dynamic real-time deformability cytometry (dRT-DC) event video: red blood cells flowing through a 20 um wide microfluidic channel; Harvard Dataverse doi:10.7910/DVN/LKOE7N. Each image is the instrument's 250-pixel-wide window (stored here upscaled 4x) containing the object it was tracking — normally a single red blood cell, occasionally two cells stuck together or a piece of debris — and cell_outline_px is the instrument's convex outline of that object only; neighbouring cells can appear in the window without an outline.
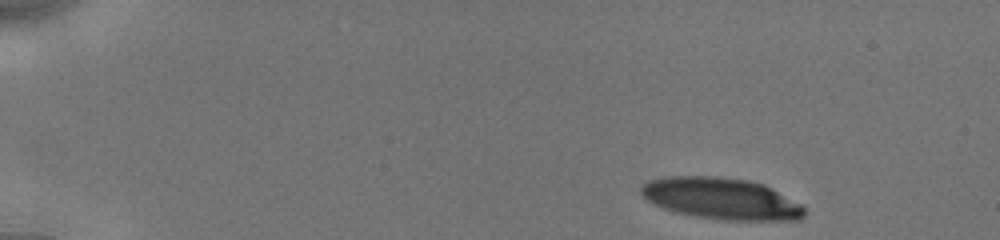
{"species": "human", "species_latin": "Homo sapiens", "temperature_condition": "cold", "stored_images_in_passage": 32, "camera_frame_rate_fps": 3000, "um_per_image_px": 0.085, "donor": {"sex": "male"}, "frame": {"image": 1, "passage_image": 1, "time_ms": 0.0, "image_size_px": [1000, 240], "cell_outline_px": [[804, 216], [800, 220], [724, 220], [696, 216], [676, 212], [664, 208], [648, 200], [640, 192], [640, 188], [648, 180], [668, 176], [720, 176], [748, 180], [764, 184], [800, 204], [804, 208]], "centroid_in_image_um": [61.31, 16.87], "position_along_channel_um": 23.7, "area_um2": 39.3}}
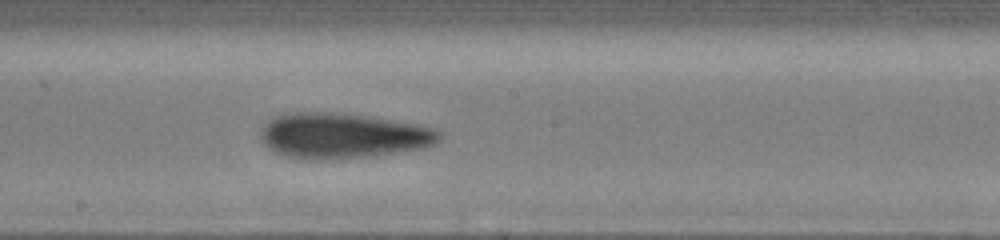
{"frame": {"image": 2, "passage_image": 18, "time_ms": 8.0, "image_size_px": [1000, 240], "cell_outline_px": [[440, 140], [436, 144], [424, 148], [368, 156], [324, 160], [308, 160], [288, 156], [276, 152], [268, 148], [260, 140], [260, 128], [268, 120], [276, 116], [288, 112], [328, 112], [372, 116], [416, 124], [432, 128], [440, 132]], "centroid_in_image_um": [29.09, 11.53], "position_along_channel_um": 219.1, "area_um2": 47.45}}
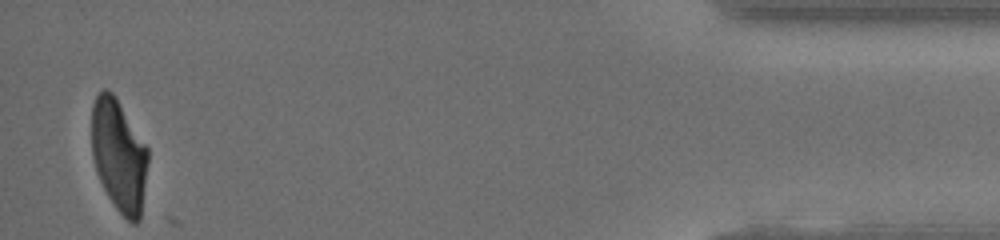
{"frame": {"image": 3, "passage_image": 32, "time_ms": 15.0, "image_size_px": [1000, 240], "cell_outline_px": [[148, 160], [140, 220], [136, 224], [132, 224], [116, 208], [108, 196], [96, 172], [92, 156], [92, 104], [96, 96], [104, 88], [108, 88], [116, 96], [148, 148]], "centroid_in_image_um": [10.1, 13.19], "position_along_channel_um": 425.1, "area_um2": 36.93}, "authors_computed_cell_mechanics": {"area_um2": 43.6968, "velocity_mm_per_s": 3.919, "shape_relaxation_time_tau1_ms": 5.3587, "shape_relaxation_time_tau2_ms": 6.2831, "deformation_change_tau1": 0.1992, "deformation_change_tau2": 0.1324}}